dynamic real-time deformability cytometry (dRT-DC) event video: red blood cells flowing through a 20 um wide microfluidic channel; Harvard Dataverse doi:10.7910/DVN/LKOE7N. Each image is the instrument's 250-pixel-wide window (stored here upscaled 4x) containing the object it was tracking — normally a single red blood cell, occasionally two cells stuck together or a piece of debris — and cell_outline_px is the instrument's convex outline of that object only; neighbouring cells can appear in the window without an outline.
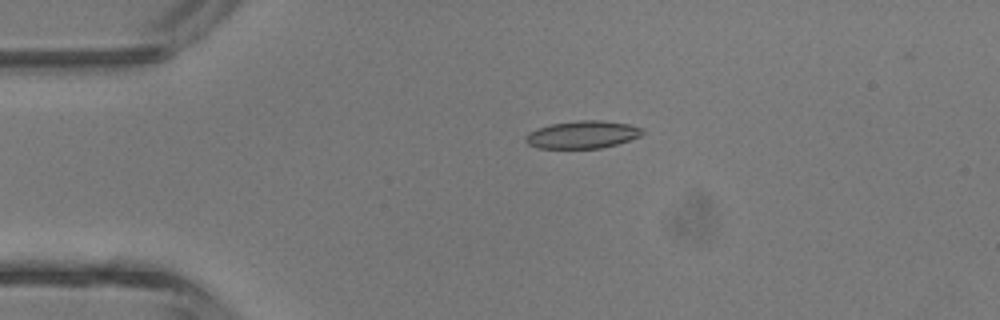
{"species": "common noctule bat (a hibernating species)", "species_latin": "Nyctalus noctula", "temperature_condition": "room temperature", "stored_images_in_passage": 4, "camera_frame_rate_fps": 3000, "um_per_image_px": 0.085, "animal": {"sex": "male", "body_mass_g": 13.3}, "frame": {"image": 1, "passage_image": 3, "time_ms": 3.0, "image_size_px": [1000, 320], "cell_outline_px": [[644, 132], [640, 136], [616, 144], [600, 148], [536, 148], [528, 144], [524, 140], [524, 136], [528, 132], [536, 128], [552, 124], [580, 120], [604, 120], [628, 124], [644, 128]], "centroid_in_image_um": [49.48, 11.44], "position_along_channel_um": 35.5, "area_um2": 18.84}}